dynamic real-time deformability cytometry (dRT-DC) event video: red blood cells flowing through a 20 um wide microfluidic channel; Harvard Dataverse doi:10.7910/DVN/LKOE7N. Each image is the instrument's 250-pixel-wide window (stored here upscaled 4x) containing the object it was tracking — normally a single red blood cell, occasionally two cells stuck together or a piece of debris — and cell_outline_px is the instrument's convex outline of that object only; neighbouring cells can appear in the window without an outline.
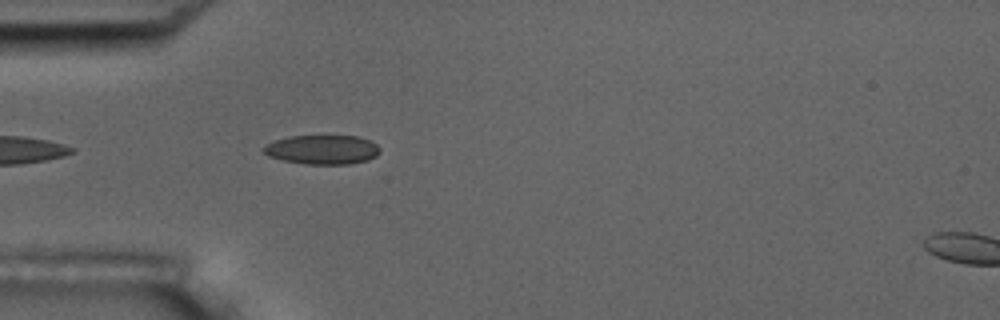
{"species": "common noctule bat (a hibernating species)", "species_latin": "Nyctalus noctula", "temperature_condition": "room temperature", "stored_images_in_passage": 3, "camera_frame_rate_fps": 3000, "um_per_image_px": 0.085, "animal": {"sex": "male", "body_mass_g": 17.5, "forearm_length_mm": 52.3}, "frame": {"image": 1, "passage_image": 2, "time_ms": 1.0, "image_size_px": [1000, 320], "cell_outline_px": [[380, 152], [376, 156], [368, 160], [348, 164], [304, 164], [284, 160], [268, 156], [264, 152], [264, 148], [268, 144], [276, 140], [288, 136], [356, 136], [368, 140], [376, 144], [380, 148]], "centroid_in_image_um": [27.43, 12.72], "position_along_channel_um": 57.6, "area_um2": 19.65}}